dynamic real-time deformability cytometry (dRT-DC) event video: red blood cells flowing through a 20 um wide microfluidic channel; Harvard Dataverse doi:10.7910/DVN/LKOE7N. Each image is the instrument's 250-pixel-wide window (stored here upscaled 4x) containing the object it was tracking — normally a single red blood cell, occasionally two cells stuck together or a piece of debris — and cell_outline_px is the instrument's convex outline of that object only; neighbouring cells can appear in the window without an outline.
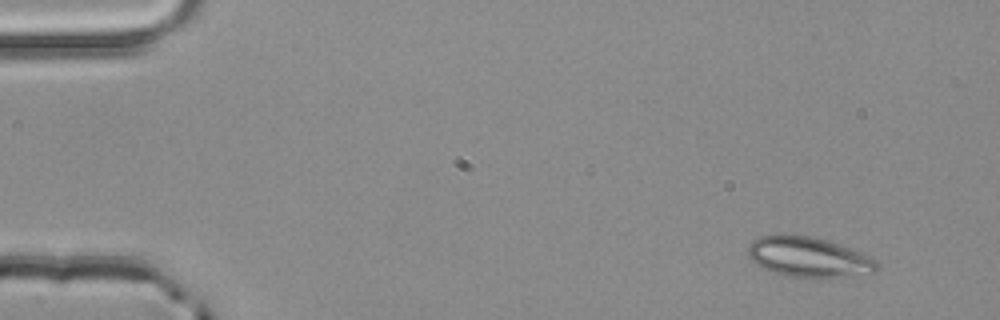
{"species": "common noctule bat (a hibernating species)", "species_latin": "Nyctalus noctula", "temperature_condition": "room temperature", "stored_images_in_passage": 3, "camera_frame_rate_fps": 3000, "um_per_image_px": 0.085, "animal": {"sex": "male", "body_mass_g": 20.4}, "frame": {"image": 1, "passage_image": 1, "time_ms": 0.0, "image_size_px": [1000, 320], "cell_outline_px": [[880, 264], [876, 272], [848, 276], [784, 276], [772, 272], [756, 264], [748, 256], [748, 244], [752, 240], [760, 236], [812, 236], [828, 240], [872, 256]], "centroid_in_image_um": [68.76, 21.85], "position_along_channel_um": 16.2, "area_um2": 29.77}}